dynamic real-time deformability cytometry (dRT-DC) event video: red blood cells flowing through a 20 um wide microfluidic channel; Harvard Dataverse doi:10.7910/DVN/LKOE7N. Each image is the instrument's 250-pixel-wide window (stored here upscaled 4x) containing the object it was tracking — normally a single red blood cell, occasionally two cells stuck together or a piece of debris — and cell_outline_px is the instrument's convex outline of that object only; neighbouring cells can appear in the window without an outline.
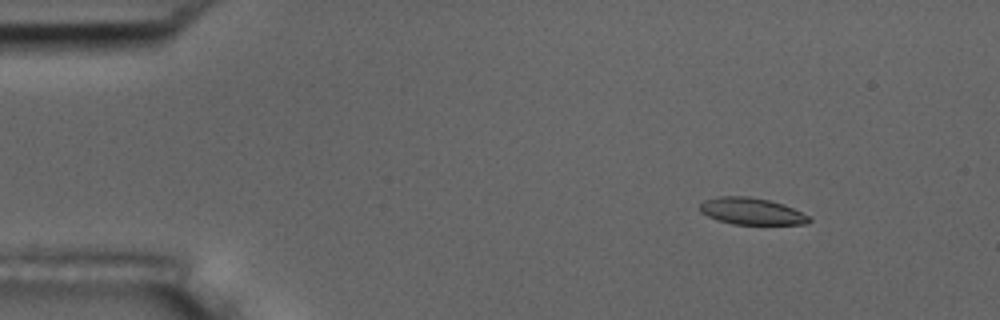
{"species": "common noctule bat (a hibernating species)", "species_latin": "Nyctalus noctula", "temperature_condition": "room temperature", "stored_images_in_passage": 56, "camera_frame_rate_fps": 3000, "um_per_image_px": 0.085, "animal": {"sex": "male", "body_mass_g": 17.5, "forearm_length_mm": 52.3}, "frame": {"image": 1, "passage_image": 7, "time_ms": 2.0, "image_size_px": [1000, 320], "cell_outline_px": [[812, 220], [808, 224], [732, 224], [708, 216], [700, 212], [700, 204], [704, 200], [716, 196], [748, 196], [768, 200], [784, 204], [808, 216]], "centroid_in_image_um": [63.86, 17.95], "position_along_channel_um": 21.1, "area_um2": 16.94}}
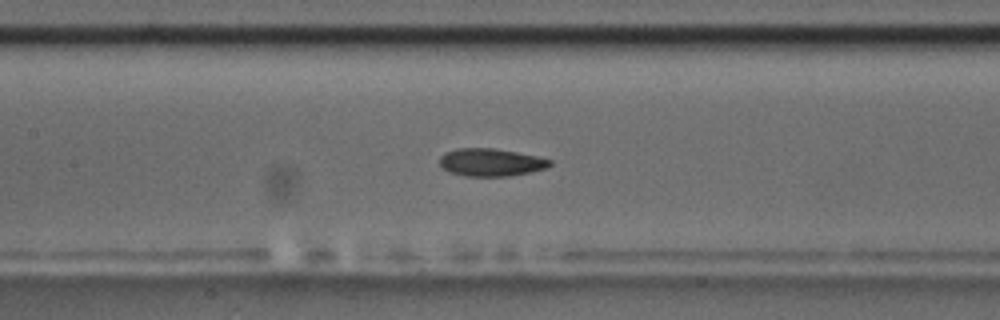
{"frame": {"image": 2, "passage_image": 26, "time_ms": 8.333, "image_size_px": [1000, 320], "cell_outline_px": [[552, 164], [548, 168], [532, 172], [508, 176], [464, 176], [448, 172], [440, 164], [440, 156], [444, 152], [456, 148], [496, 148], [536, 156], [552, 160]], "centroid_in_image_um": [41.73, 13.8], "position_along_channel_um": 165.7, "area_um2": 17.98}}
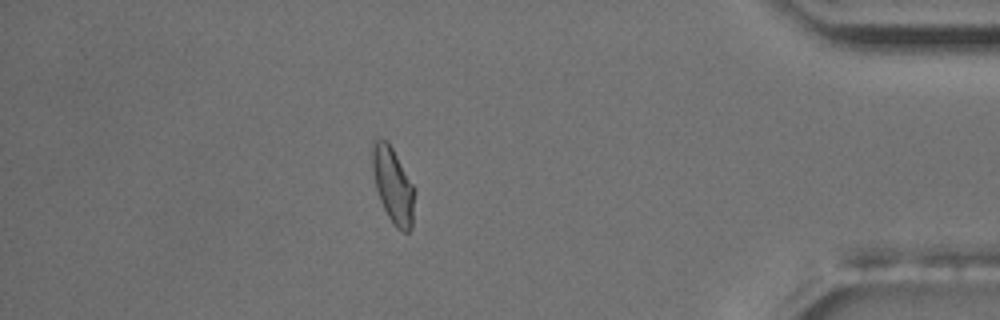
{"frame": {"image": 3, "passage_image": 49, "time_ms": 16.0, "image_size_px": [1000, 320], "cell_outline_px": [[416, 188], [412, 228], [408, 232], [400, 232], [396, 228], [388, 216], [380, 200], [376, 188], [372, 172], [372, 136], [376, 136], [388, 140]], "centroid_in_image_um": [33.41, 15.7], "position_along_channel_um": 401.8, "area_um2": 19.31}, "authors_computed_cell_mechanics": {"area_um2": 17.8891, "velocity_mm_per_s": 3.6095, "shape_relaxation_time_tau1_ms": 8.0848, "shape_relaxation_time_tau2_ms": 3.264, "deformation_change_tau1": 0.201, "deformation_change_tau2": 0.0907}}